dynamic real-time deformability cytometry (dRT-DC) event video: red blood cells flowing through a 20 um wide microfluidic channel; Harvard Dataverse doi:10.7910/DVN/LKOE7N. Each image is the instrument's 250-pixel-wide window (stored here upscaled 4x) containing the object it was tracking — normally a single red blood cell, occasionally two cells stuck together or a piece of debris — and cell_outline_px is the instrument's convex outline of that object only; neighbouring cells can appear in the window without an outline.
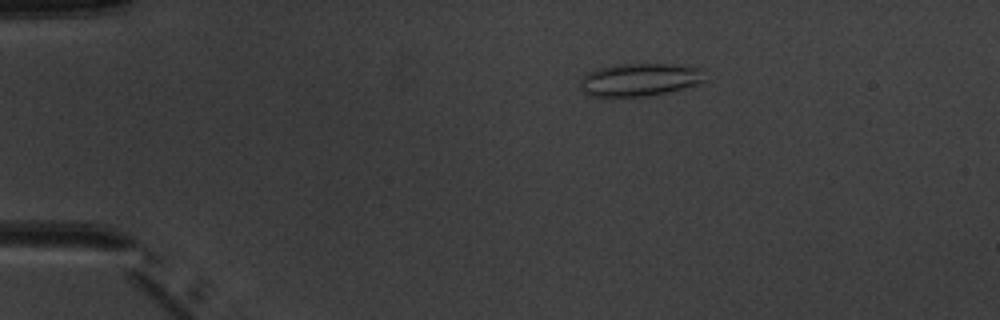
{"species": "common noctule bat (a hibernating species)", "species_latin": "Nyctalus noctula", "temperature_condition": "warm", "stored_images_in_passage": 6, "camera_frame_rate_fps": 3000, "um_per_image_px": 0.085, "animal": {"sex": "male", "body_mass_g": 20.1, "forearm_length_mm": 53.5}, "frame": {"image": 1, "passage_image": 2, "time_ms": 2.0, "image_size_px": [1000, 320], "cell_outline_px": [[708, 68], [704, 80], [696, 84], [648, 96], [592, 96], [584, 92], [580, 88], [580, 80], [588, 72], [596, 68], [620, 64], [668, 64]], "centroid_in_image_um": [54.39, 6.75], "position_along_channel_um": 30.6, "area_um2": 23.81}}
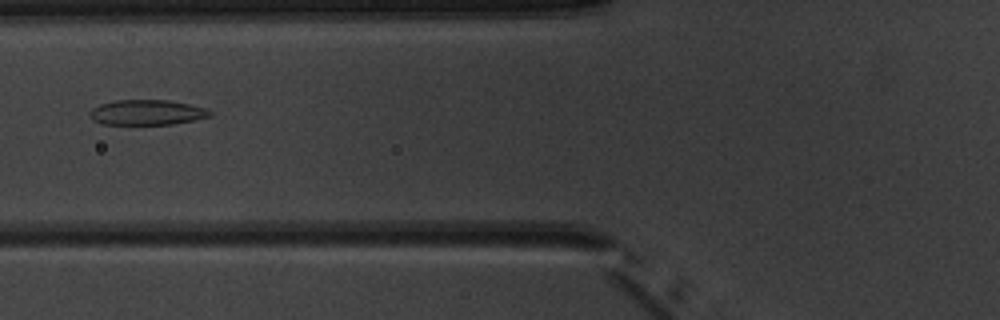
{"frame": {"image": 2, "passage_image": 5, "time_ms": 5.667, "image_size_px": [1000, 320], "cell_outline_px": [[212, 116], [172, 124], [100, 124], [92, 120], [88, 116], [88, 112], [92, 108], [100, 104], [116, 100], [168, 100], [188, 104], [204, 108], [212, 112]], "centroid_in_image_um": [12.42, 9.55], "position_along_channel_um": 113.4, "area_um2": 17.63}}
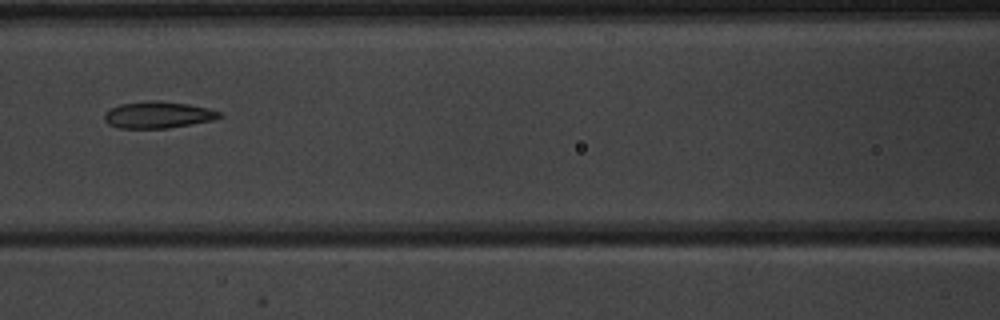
{"frame": {"image": 3, "passage_image": 6, "time_ms": 6.667, "image_size_px": [1000, 320], "cell_outline_px": [[224, 116], [216, 120], [168, 128], [120, 128], [108, 124], [104, 120], [104, 112], [120, 104], [144, 100], [160, 100], [188, 104], [208, 108], [224, 112]], "centroid_in_image_um": [13.48, 9.75], "position_along_channel_um": 153.1, "area_um2": 18.26}}